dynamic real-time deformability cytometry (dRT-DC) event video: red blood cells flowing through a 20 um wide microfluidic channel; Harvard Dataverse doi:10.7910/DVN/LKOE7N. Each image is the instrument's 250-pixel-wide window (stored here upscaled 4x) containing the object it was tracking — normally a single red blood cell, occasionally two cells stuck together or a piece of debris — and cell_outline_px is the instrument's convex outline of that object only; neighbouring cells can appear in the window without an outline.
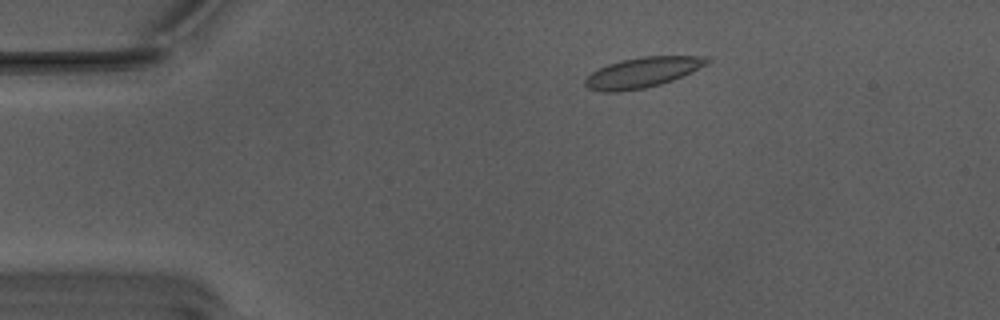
{"species": "Egyptian fruit bat (a non-hibernating species)", "species_latin": "Rousettus aegyptiacus", "temperature_condition": "warm", "stored_images_in_passage": 52, "camera_frame_rate_fps": 3000, "um_per_image_px": 0.085, "animal": {"sex": "male"}, "frame": {"image": 1, "passage_image": 8, "time_ms": 2.333, "image_size_px": [1000, 320], "cell_outline_px": [[712, 60], [708, 64], [672, 80], [660, 84], [644, 88], [620, 92], [600, 92], [588, 88], [584, 84], [584, 80], [592, 72], [608, 64], [620, 60], [640, 56], [708, 56]], "centroid_in_image_um": [54.6, 6.15], "position_along_channel_um": 30.4, "area_um2": 21.56}}
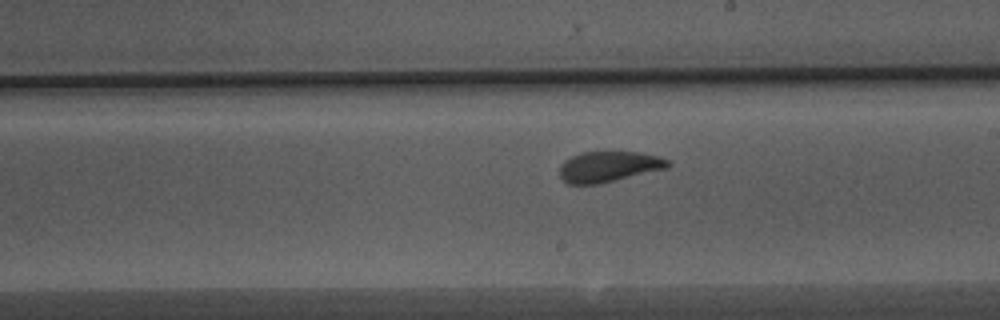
{"frame": {"image": 2, "passage_image": 29, "time_ms": 9.333, "image_size_px": [1000, 320], "cell_outline_px": [[672, 164], [668, 168], [616, 180], [596, 184], [568, 184], [560, 176], [560, 164], [564, 160], [580, 152], [640, 152], [660, 156], [672, 160]], "centroid_in_image_um": [51.79, 14.15], "position_along_channel_um": 237.2, "area_um2": 19.54}}
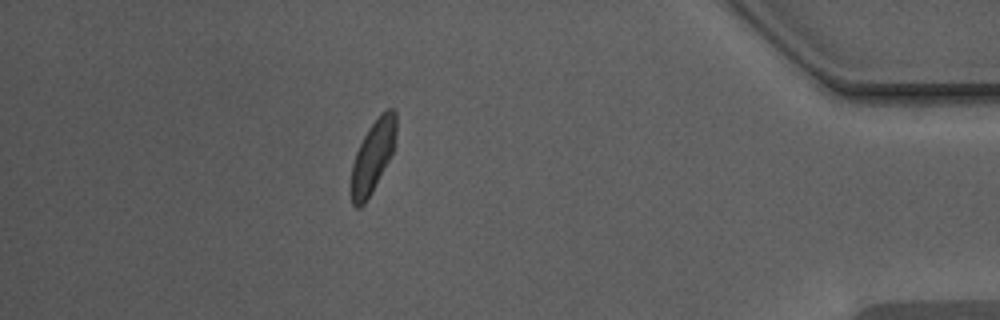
{"frame": {"image": 3, "passage_image": 46, "time_ms": 15.0, "image_size_px": [1000, 320], "cell_outline_px": [[396, 132], [392, 152], [388, 160], [364, 204], [360, 208], [356, 208], [352, 204], [352, 164], [356, 152], [368, 128], [380, 112], [388, 108], [392, 108], [396, 112]], "centroid_in_image_um": [31.69, 13.22], "position_along_channel_um": 403.5, "area_um2": 18.32}, "authors_computed_cell_mechanics": {"area_um2": 19.9988, "velocity_mm_per_s": 3.7722, "shape_relaxation_time_tau1_ms": 2.7495, "shape_relaxation_time_tau2_ms": 0.9233, "deformation_change_tau1": 0.1367, "deformation_change_tau2": 0.0678}}